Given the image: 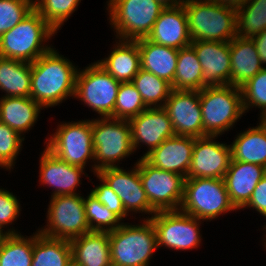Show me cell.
<instances>
[{"label": "cell", "instance_id": "36", "mask_svg": "<svg viewBox=\"0 0 266 266\" xmlns=\"http://www.w3.org/2000/svg\"><path fill=\"white\" fill-rule=\"evenodd\" d=\"M81 1L82 0H38L34 8L58 33L73 13L77 11Z\"/></svg>", "mask_w": 266, "mask_h": 266}, {"label": "cell", "instance_id": "13", "mask_svg": "<svg viewBox=\"0 0 266 266\" xmlns=\"http://www.w3.org/2000/svg\"><path fill=\"white\" fill-rule=\"evenodd\" d=\"M138 170L147 199L156 212L180 209L184 176L154 167L141 157L138 158Z\"/></svg>", "mask_w": 266, "mask_h": 266}, {"label": "cell", "instance_id": "16", "mask_svg": "<svg viewBox=\"0 0 266 266\" xmlns=\"http://www.w3.org/2000/svg\"><path fill=\"white\" fill-rule=\"evenodd\" d=\"M39 185L51 188V197L59 195L82 194L77 191L82 185V177H86L91 183L92 179L87 174V170L79 166H73L53 155L44 148L39 155ZM48 186V187H47Z\"/></svg>", "mask_w": 266, "mask_h": 266}, {"label": "cell", "instance_id": "23", "mask_svg": "<svg viewBox=\"0 0 266 266\" xmlns=\"http://www.w3.org/2000/svg\"><path fill=\"white\" fill-rule=\"evenodd\" d=\"M109 54L96 62L119 82H132L141 69L140 51L136 40L114 39Z\"/></svg>", "mask_w": 266, "mask_h": 266}, {"label": "cell", "instance_id": "33", "mask_svg": "<svg viewBox=\"0 0 266 266\" xmlns=\"http://www.w3.org/2000/svg\"><path fill=\"white\" fill-rule=\"evenodd\" d=\"M237 36L251 38L266 29V0H247L236 9Z\"/></svg>", "mask_w": 266, "mask_h": 266}, {"label": "cell", "instance_id": "22", "mask_svg": "<svg viewBox=\"0 0 266 266\" xmlns=\"http://www.w3.org/2000/svg\"><path fill=\"white\" fill-rule=\"evenodd\" d=\"M265 174L266 168L261 165L231 160L223 180L230 202L237 211L248 203Z\"/></svg>", "mask_w": 266, "mask_h": 266}, {"label": "cell", "instance_id": "37", "mask_svg": "<svg viewBox=\"0 0 266 266\" xmlns=\"http://www.w3.org/2000/svg\"><path fill=\"white\" fill-rule=\"evenodd\" d=\"M147 109L140 93L132 82H121L112 118L129 120Z\"/></svg>", "mask_w": 266, "mask_h": 266}, {"label": "cell", "instance_id": "39", "mask_svg": "<svg viewBox=\"0 0 266 266\" xmlns=\"http://www.w3.org/2000/svg\"><path fill=\"white\" fill-rule=\"evenodd\" d=\"M24 141L15 130L0 121V168L9 171V174L14 170Z\"/></svg>", "mask_w": 266, "mask_h": 266}, {"label": "cell", "instance_id": "20", "mask_svg": "<svg viewBox=\"0 0 266 266\" xmlns=\"http://www.w3.org/2000/svg\"><path fill=\"white\" fill-rule=\"evenodd\" d=\"M195 137L174 135L164 140L144 159L161 170L175 172L187 178L191 165Z\"/></svg>", "mask_w": 266, "mask_h": 266}, {"label": "cell", "instance_id": "32", "mask_svg": "<svg viewBox=\"0 0 266 266\" xmlns=\"http://www.w3.org/2000/svg\"><path fill=\"white\" fill-rule=\"evenodd\" d=\"M33 234L0 235V266H31Z\"/></svg>", "mask_w": 266, "mask_h": 266}, {"label": "cell", "instance_id": "8", "mask_svg": "<svg viewBox=\"0 0 266 266\" xmlns=\"http://www.w3.org/2000/svg\"><path fill=\"white\" fill-rule=\"evenodd\" d=\"M94 175L103 168L120 167L133 155L131 127L128 120L92 118Z\"/></svg>", "mask_w": 266, "mask_h": 266}, {"label": "cell", "instance_id": "27", "mask_svg": "<svg viewBox=\"0 0 266 266\" xmlns=\"http://www.w3.org/2000/svg\"><path fill=\"white\" fill-rule=\"evenodd\" d=\"M230 85L241 87L264 67L251 38L236 36L230 41Z\"/></svg>", "mask_w": 266, "mask_h": 266}, {"label": "cell", "instance_id": "24", "mask_svg": "<svg viewBox=\"0 0 266 266\" xmlns=\"http://www.w3.org/2000/svg\"><path fill=\"white\" fill-rule=\"evenodd\" d=\"M69 242L76 266H112L109 232L90 231Z\"/></svg>", "mask_w": 266, "mask_h": 266}, {"label": "cell", "instance_id": "12", "mask_svg": "<svg viewBox=\"0 0 266 266\" xmlns=\"http://www.w3.org/2000/svg\"><path fill=\"white\" fill-rule=\"evenodd\" d=\"M150 220L156 231L158 250L165 248L185 252L197 250L203 244L200 226L204 221L196 217L180 210L160 211L156 212Z\"/></svg>", "mask_w": 266, "mask_h": 266}, {"label": "cell", "instance_id": "28", "mask_svg": "<svg viewBox=\"0 0 266 266\" xmlns=\"http://www.w3.org/2000/svg\"><path fill=\"white\" fill-rule=\"evenodd\" d=\"M257 126L238 132L231 142V160L261 165L266 168V125L258 119Z\"/></svg>", "mask_w": 266, "mask_h": 266}, {"label": "cell", "instance_id": "35", "mask_svg": "<svg viewBox=\"0 0 266 266\" xmlns=\"http://www.w3.org/2000/svg\"><path fill=\"white\" fill-rule=\"evenodd\" d=\"M84 206L90 231L111 232L123 223L117 215L100 203L91 192H87V196L84 197Z\"/></svg>", "mask_w": 266, "mask_h": 266}, {"label": "cell", "instance_id": "1", "mask_svg": "<svg viewBox=\"0 0 266 266\" xmlns=\"http://www.w3.org/2000/svg\"><path fill=\"white\" fill-rule=\"evenodd\" d=\"M79 66L53 47L31 63L30 97L43 109L73 99Z\"/></svg>", "mask_w": 266, "mask_h": 266}, {"label": "cell", "instance_id": "17", "mask_svg": "<svg viewBox=\"0 0 266 266\" xmlns=\"http://www.w3.org/2000/svg\"><path fill=\"white\" fill-rule=\"evenodd\" d=\"M128 121L135 154L137 149L146 147L141 158H144L164 140L176 135L172 122L163 107L147 108Z\"/></svg>", "mask_w": 266, "mask_h": 266}, {"label": "cell", "instance_id": "21", "mask_svg": "<svg viewBox=\"0 0 266 266\" xmlns=\"http://www.w3.org/2000/svg\"><path fill=\"white\" fill-rule=\"evenodd\" d=\"M146 38L156 44L177 50L190 46L192 40L188 32L184 5L165 7Z\"/></svg>", "mask_w": 266, "mask_h": 266}, {"label": "cell", "instance_id": "43", "mask_svg": "<svg viewBox=\"0 0 266 266\" xmlns=\"http://www.w3.org/2000/svg\"><path fill=\"white\" fill-rule=\"evenodd\" d=\"M242 209L255 210L256 213H259V215L266 219V174L259 181L251 195L250 200ZM264 223V225H266V222Z\"/></svg>", "mask_w": 266, "mask_h": 266}, {"label": "cell", "instance_id": "44", "mask_svg": "<svg viewBox=\"0 0 266 266\" xmlns=\"http://www.w3.org/2000/svg\"><path fill=\"white\" fill-rule=\"evenodd\" d=\"M251 39L254 42L262 66L266 67V29L260 34L251 37Z\"/></svg>", "mask_w": 266, "mask_h": 266}, {"label": "cell", "instance_id": "18", "mask_svg": "<svg viewBox=\"0 0 266 266\" xmlns=\"http://www.w3.org/2000/svg\"><path fill=\"white\" fill-rule=\"evenodd\" d=\"M163 108L172 122L176 135L203 137L199 91L173 89Z\"/></svg>", "mask_w": 266, "mask_h": 266}, {"label": "cell", "instance_id": "30", "mask_svg": "<svg viewBox=\"0 0 266 266\" xmlns=\"http://www.w3.org/2000/svg\"><path fill=\"white\" fill-rule=\"evenodd\" d=\"M72 251L69 240L51 238L33 232V254L31 266H70Z\"/></svg>", "mask_w": 266, "mask_h": 266}, {"label": "cell", "instance_id": "26", "mask_svg": "<svg viewBox=\"0 0 266 266\" xmlns=\"http://www.w3.org/2000/svg\"><path fill=\"white\" fill-rule=\"evenodd\" d=\"M136 41L140 51L141 69L167 81L173 89L179 50L156 44L146 37Z\"/></svg>", "mask_w": 266, "mask_h": 266}, {"label": "cell", "instance_id": "46", "mask_svg": "<svg viewBox=\"0 0 266 266\" xmlns=\"http://www.w3.org/2000/svg\"><path fill=\"white\" fill-rule=\"evenodd\" d=\"M163 7H176L183 4L184 0H157Z\"/></svg>", "mask_w": 266, "mask_h": 266}, {"label": "cell", "instance_id": "3", "mask_svg": "<svg viewBox=\"0 0 266 266\" xmlns=\"http://www.w3.org/2000/svg\"><path fill=\"white\" fill-rule=\"evenodd\" d=\"M138 222H123L109 232L113 266H150L158 249L156 231L150 219H139Z\"/></svg>", "mask_w": 266, "mask_h": 266}, {"label": "cell", "instance_id": "4", "mask_svg": "<svg viewBox=\"0 0 266 266\" xmlns=\"http://www.w3.org/2000/svg\"><path fill=\"white\" fill-rule=\"evenodd\" d=\"M191 40L230 42L237 36L236 9L207 0H184Z\"/></svg>", "mask_w": 266, "mask_h": 266}, {"label": "cell", "instance_id": "19", "mask_svg": "<svg viewBox=\"0 0 266 266\" xmlns=\"http://www.w3.org/2000/svg\"><path fill=\"white\" fill-rule=\"evenodd\" d=\"M202 67L203 88L230 85V42L192 40Z\"/></svg>", "mask_w": 266, "mask_h": 266}, {"label": "cell", "instance_id": "45", "mask_svg": "<svg viewBox=\"0 0 266 266\" xmlns=\"http://www.w3.org/2000/svg\"><path fill=\"white\" fill-rule=\"evenodd\" d=\"M213 3H218L224 6H228L234 9H238L242 6L247 0H207Z\"/></svg>", "mask_w": 266, "mask_h": 266}, {"label": "cell", "instance_id": "29", "mask_svg": "<svg viewBox=\"0 0 266 266\" xmlns=\"http://www.w3.org/2000/svg\"><path fill=\"white\" fill-rule=\"evenodd\" d=\"M0 92V97H30L31 63L0 57Z\"/></svg>", "mask_w": 266, "mask_h": 266}, {"label": "cell", "instance_id": "5", "mask_svg": "<svg viewBox=\"0 0 266 266\" xmlns=\"http://www.w3.org/2000/svg\"><path fill=\"white\" fill-rule=\"evenodd\" d=\"M202 112L203 137H221L236 126L243 115L240 87L206 86L199 91Z\"/></svg>", "mask_w": 266, "mask_h": 266}, {"label": "cell", "instance_id": "2", "mask_svg": "<svg viewBox=\"0 0 266 266\" xmlns=\"http://www.w3.org/2000/svg\"><path fill=\"white\" fill-rule=\"evenodd\" d=\"M55 35L57 32L34 8L15 27L0 36V57L33 63L54 47L50 43Z\"/></svg>", "mask_w": 266, "mask_h": 266}, {"label": "cell", "instance_id": "11", "mask_svg": "<svg viewBox=\"0 0 266 266\" xmlns=\"http://www.w3.org/2000/svg\"><path fill=\"white\" fill-rule=\"evenodd\" d=\"M59 195L49 197L46 225L37 231L47 237L71 240L90 232L86 219L84 195Z\"/></svg>", "mask_w": 266, "mask_h": 266}, {"label": "cell", "instance_id": "40", "mask_svg": "<svg viewBox=\"0 0 266 266\" xmlns=\"http://www.w3.org/2000/svg\"><path fill=\"white\" fill-rule=\"evenodd\" d=\"M19 200L20 198L15 193L0 187V235L22 233L13 227L22 213L21 201Z\"/></svg>", "mask_w": 266, "mask_h": 266}, {"label": "cell", "instance_id": "38", "mask_svg": "<svg viewBox=\"0 0 266 266\" xmlns=\"http://www.w3.org/2000/svg\"><path fill=\"white\" fill-rule=\"evenodd\" d=\"M243 110L246 115L252 108L260 109L258 119L266 115V67L240 87Z\"/></svg>", "mask_w": 266, "mask_h": 266}, {"label": "cell", "instance_id": "34", "mask_svg": "<svg viewBox=\"0 0 266 266\" xmlns=\"http://www.w3.org/2000/svg\"><path fill=\"white\" fill-rule=\"evenodd\" d=\"M132 83L147 108L163 107L173 90L170 83L143 69L139 70Z\"/></svg>", "mask_w": 266, "mask_h": 266}, {"label": "cell", "instance_id": "15", "mask_svg": "<svg viewBox=\"0 0 266 266\" xmlns=\"http://www.w3.org/2000/svg\"><path fill=\"white\" fill-rule=\"evenodd\" d=\"M231 159L230 144L218 141V136L195 138L187 178L223 179Z\"/></svg>", "mask_w": 266, "mask_h": 266}, {"label": "cell", "instance_id": "7", "mask_svg": "<svg viewBox=\"0 0 266 266\" xmlns=\"http://www.w3.org/2000/svg\"><path fill=\"white\" fill-rule=\"evenodd\" d=\"M105 4L110 28L120 40L147 37L165 8L157 0H107Z\"/></svg>", "mask_w": 266, "mask_h": 266}, {"label": "cell", "instance_id": "31", "mask_svg": "<svg viewBox=\"0 0 266 266\" xmlns=\"http://www.w3.org/2000/svg\"><path fill=\"white\" fill-rule=\"evenodd\" d=\"M173 89L197 91L203 89L202 67L195 50L191 46L181 48L178 51Z\"/></svg>", "mask_w": 266, "mask_h": 266}, {"label": "cell", "instance_id": "10", "mask_svg": "<svg viewBox=\"0 0 266 266\" xmlns=\"http://www.w3.org/2000/svg\"><path fill=\"white\" fill-rule=\"evenodd\" d=\"M120 84L94 60L83 69L79 67L74 99L95 112L97 118H112Z\"/></svg>", "mask_w": 266, "mask_h": 266}, {"label": "cell", "instance_id": "47", "mask_svg": "<svg viewBox=\"0 0 266 266\" xmlns=\"http://www.w3.org/2000/svg\"><path fill=\"white\" fill-rule=\"evenodd\" d=\"M260 227L263 228V229L261 228V230L265 231V233H262L264 237L260 241L262 242L261 245L263 246V248H265L264 250H266V225H263V226H260Z\"/></svg>", "mask_w": 266, "mask_h": 266}, {"label": "cell", "instance_id": "9", "mask_svg": "<svg viewBox=\"0 0 266 266\" xmlns=\"http://www.w3.org/2000/svg\"><path fill=\"white\" fill-rule=\"evenodd\" d=\"M179 210L204 222L237 212L230 202L224 180L215 178H186Z\"/></svg>", "mask_w": 266, "mask_h": 266}, {"label": "cell", "instance_id": "25", "mask_svg": "<svg viewBox=\"0 0 266 266\" xmlns=\"http://www.w3.org/2000/svg\"><path fill=\"white\" fill-rule=\"evenodd\" d=\"M43 109L31 97H0V121L25 139L34 129Z\"/></svg>", "mask_w": 266, "mask_h": 266}, {"label": "cell", "instance_id": "42", "mask_svg": "<svg viewBox=\"0 0 266 266\" xmlns=\"http://www.w3.org/2000/svg\"><path fill=\"white\" fill-rule=\"evenodd\" d=\"M99 179V184L90 189V192L102 204H104L110 211L117 215L123 222L128 220L129 215L126 213L119 196L106 184V182L97 174L94 175Z\"/></svg>", "mask_w": 266, "mask_h": 266}, {"label": "cell", "instance_id": "41", "mask_svg": "<svg viewBox=\"0 0 266 266\" xmlns=\"http://www.w3.org/2000/svg\"><path fill=\"white\" fill-rule=\"evenodd\" d=\"M34 6L26 0H0V36L15 27Z\"/></svg>", "mask_w": 266, "mask_h": 266}, {"label": "cell", "instance_id": "14", "mask_svg": "<svg viewBox=\"0 0 266 266\" xmlns=\"http://www.w3.org/2000/svg\"><path fill=\"white\" fill-rule=\"evenodd\" d=\"M127 169V166L125 169L122 166L107 167L99 170L97 175L119 196L126 213L131 219L133 215V219H137L136 214L138 213L139 219H150L156 211L151 207L142 186L138 159L134 162L132 168L130 166V170Z\"/></svg>", "mask_w": 266, "mask_h": 266}, {"label": "cell", "instance_id": "49", "mask_svg": "<svg viewBox=\"0 0 266 266\" xmlns=\"http://www.w3.org/2000/svg\"><path fill=\"white\" fill-rule=\"evenodd\" d=\"M266 125V115L260 119Z\"/></svg>", "mask_w": 266, "mask_h": 266}, {"label": "cell", "instance_id": "6", "mask_svg": "<svg viewBox=\"0 0 266 266\" xmlns=\"http://www.w3.org/2000/svg\"><path fill=\"white\" fill-rule=\"evenodd\" d=\"M45 137L44 147L60 160L86 169L94 174L92 119L58 121L56 130ZM91 163V164H89Z\"/></svg>", "mask_w": 266, "mask_h": 266}, {"label": "cell", "instance_id": "48", "mask_svg": "<svg viewBox=\"0 0 266 266\" xmlns=\"http://www.w3.org/2000/svg\"><path fill=\"white\" fill-rule=\"evenodd\" d=\"M29 3H31L33 6H35L38 3V0H26Z\"/></svg>", "mask_w": 266, "mask_h": 266}]
</instances>
